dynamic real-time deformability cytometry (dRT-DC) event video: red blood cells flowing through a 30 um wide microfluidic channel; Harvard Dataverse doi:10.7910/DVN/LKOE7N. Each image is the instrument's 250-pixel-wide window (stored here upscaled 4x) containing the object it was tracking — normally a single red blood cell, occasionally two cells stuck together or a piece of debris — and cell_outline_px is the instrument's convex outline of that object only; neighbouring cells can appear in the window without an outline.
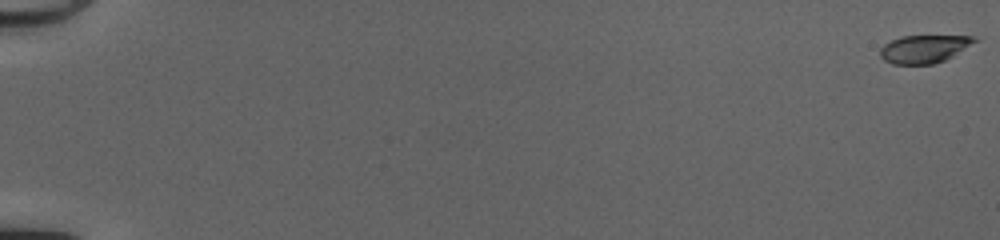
{"species": "common noctule bat (a hibernating species)", "species_latin": "Nyctalus noctula", "temperature_condition": "cold", "stored_images_in_passage": 53, "camera_frame_rate_fps": 3000, "um_per_image_px": 0.085, "animal": {"sex": "female", "body_mass_g": 20.0, "forearm_length_mm": 54.0}, "frame": {"image": 1, "passage_image": 1, "time_ms": 0.0, "image_size_px": [1000, 240], "cell_outline_px": [[980, 40], [952, 56], [944, 60], [932, 64], [892, 64], [884, 60], [880, 56], [880, 48], [884, 44], [900, 36], [976, 36]], "centroid_in_image_um": [78.56, 4.15], "position_along_channel_um": 6.4, "area_um2": 15.37}}
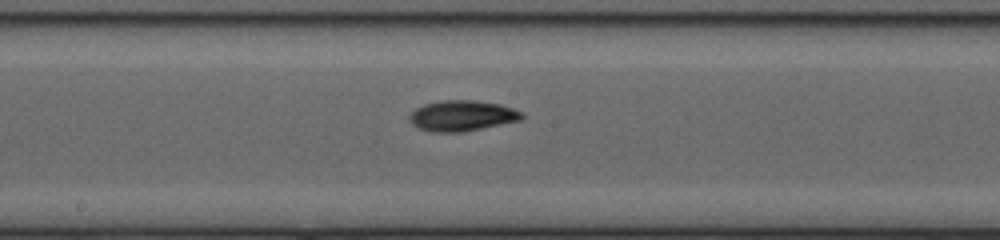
{"frame": {"image": 2, "passage_image": 31, "time_ms": 10.0, "image_size_px": [1000, 240], "cell_outline_px": [[524, 116], [520, 120], [464, 132], [428, 132], [416, 128], [408, 120], [408, 116], [416, 108], [424, 104], [440, 100], [472, 100], [500, 104], [524, 112]], "centroid_in_image_um": [39.24, 9.84], "position_along_channel_um": 209.0, "area_um2": 20.29}}
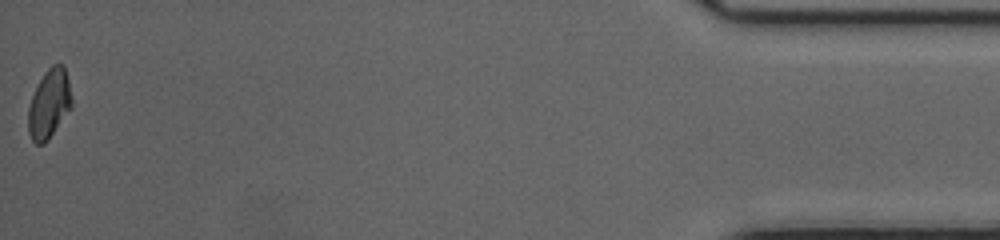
{"frame": {"image": 3, "passage_image": 53, "time_ms": 17.333, "image_size_px": [1000, 240], "cell_outline_px": [[72, 108], [48, 140], [44, 144], [36, 144], [32, 140], [28, 132], [28, 108], [32, 96], [44, 72], [52, 64], [64, 64], [68, 80], [72, 100]], "centroid_in_image_um": [4.19, 8.84], "position_along_channel_um": 431.0, "area_um2": 17.57}, "authors_computed_cell_mechanics": {"area_um2": 18.207, "velocity_mm_per_s": 4.1647, "shape_relaxation_time_tau1_ms": 3.7154, "shape_relaxation_time_tau2_ms": 3.0763, "deformation_change_tau1": 0.1624, "deformation_change_tau2": 0.0766}}